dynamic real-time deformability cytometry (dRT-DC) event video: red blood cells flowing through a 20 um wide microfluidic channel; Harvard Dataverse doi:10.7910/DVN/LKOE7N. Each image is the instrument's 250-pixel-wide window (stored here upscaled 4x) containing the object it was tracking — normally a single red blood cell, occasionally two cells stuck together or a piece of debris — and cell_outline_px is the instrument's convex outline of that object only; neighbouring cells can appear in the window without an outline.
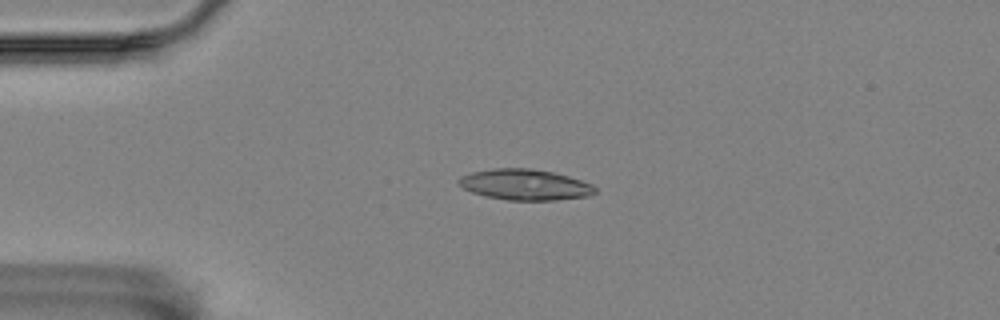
{"species": "Egyptian fruit bat (a non-hibernating species)", "species_latin": "Rousettus aegyptiacus", "temperature_condition": "room temperature", "stored_images_in_passage": 5, "camera_frame_rate_fps": 3000, "um_per_image_px": 0.085, "animal": {"sex": "female"}, "frame": {"image": 1, "passage_image": 3, "time_ms": 0.667, "image_size_px": [1000, 320], "cell_outline_px": [[596, 192], [588, 196], [556, 200], [508, 200], [484, 196], [472, 192], [464, 188], [456, 180], [460, 176], [472, 172], [492, 168], [528, 168], [552, 172], [568, 176], [592, 184], [596, 188]], "centroid_in_image_um": [44.6, 15.69], "position_along_channel_um": 40.4, "area_um2": 24.45}}
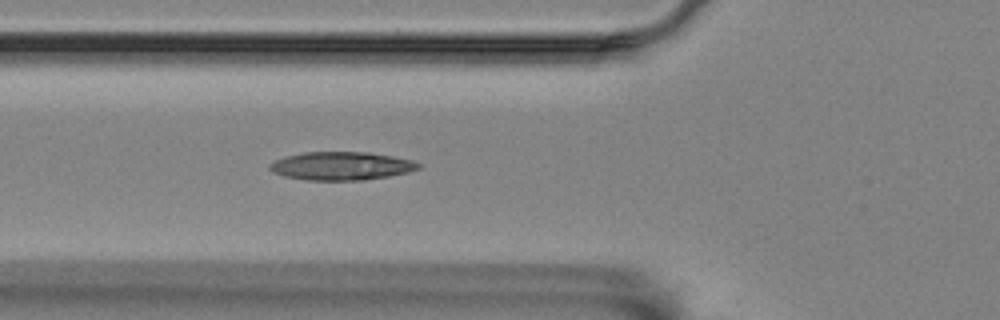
{"frame": {"image": 2, "passage_image": 5, "time_ms": 1.333, "image_size_px": [1000, 320], "cell_outline_px": [[420, 168], [408, 172], [388, 176], [364, 180], [304, 180], [284, 176], [272, 172], [268, 168], [268, 164], [284, 156], [304, 152], [368, 152], [392, 156], [412, 160], [420, 164]], "centroid_in_image_um": [28.97, 14.1], "position_along_channel_um": 96.8, "area_um2": 24.57}}